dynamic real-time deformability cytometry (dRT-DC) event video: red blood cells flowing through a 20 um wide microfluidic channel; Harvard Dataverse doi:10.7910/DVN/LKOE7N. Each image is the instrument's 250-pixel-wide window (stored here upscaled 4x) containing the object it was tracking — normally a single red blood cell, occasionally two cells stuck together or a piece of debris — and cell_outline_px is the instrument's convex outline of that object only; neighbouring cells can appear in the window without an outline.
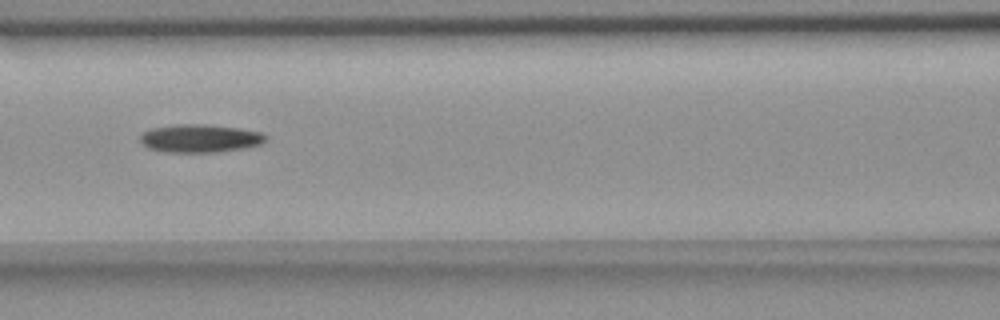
{"species": "common noctule bat (a hibernating species)", "species_latin": "Nyctalus noctula", "temperature_condition": "room temperature", "stored_images_in_passage": 5, "camera_frame_rate_fps": 3000, "um_per_image_px": 0.085, "animal": {"sex": "female", "body_mass_g": 18.4}, "frame": {"image": 1, "passage_image": 4, "time_ms": 3.333, "image_size_px": [1000, 320], "cell_outline_px": [[268, 136], [260, 144], [240, 148], [216, 152], [168, 152], [148, 148], [140, 140], [140, 136], [144, 132], [152, 128], [176, 124], [204, 124], [236, 128], [260, 132]], "centroid_in_image_um": [16.96, 11.75], "position_along_channel_um": 149.6, "area_um2": 20.17}}
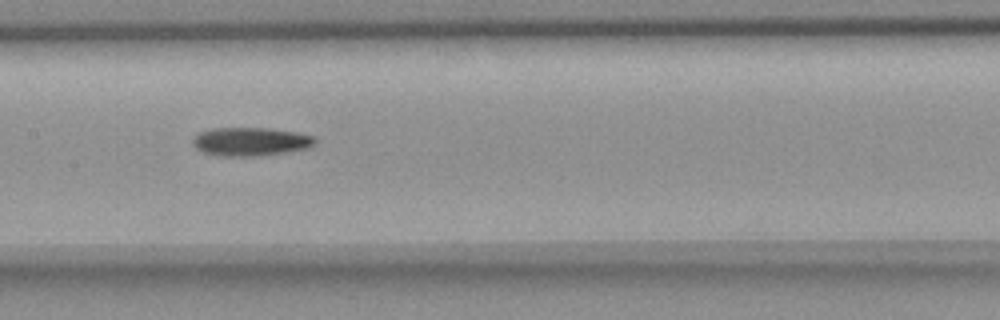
{"frame": {"image": 2, "passage_image": 5, "time_ms": 4.333, "image_size_px": [1000, 320], "cell_outline_px": [[316, 144], [308, 148], [288, 152], [260, 156], [220, 156], [204, 152], [196, 148], [192, 144], [192, 140], [196, 132], [212, 128], [268, 128], [296, 132], [316, 136]], "centroid_in_image_um": [21.3, 12.03], "position_along_channel_um": 186.1, "area_um2": 20.63}}